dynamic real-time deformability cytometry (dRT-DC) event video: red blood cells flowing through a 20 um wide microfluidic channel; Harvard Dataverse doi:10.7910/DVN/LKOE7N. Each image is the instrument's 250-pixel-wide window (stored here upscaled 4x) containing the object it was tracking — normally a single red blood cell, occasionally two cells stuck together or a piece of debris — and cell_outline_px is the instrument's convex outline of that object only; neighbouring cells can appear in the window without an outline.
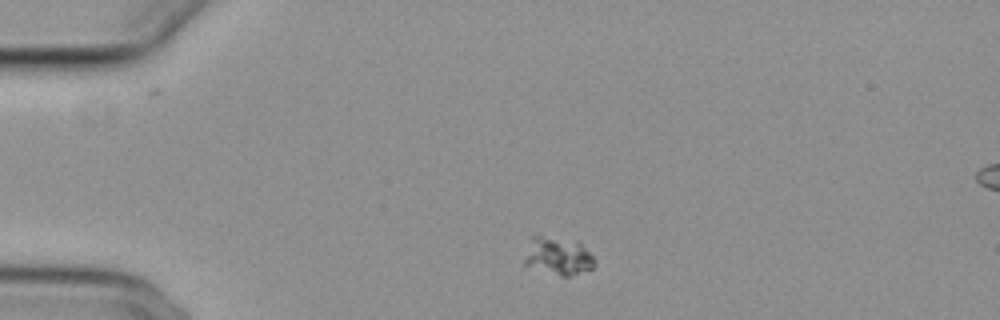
{"species": "common noctule bat (a hibernating species)", "species_latin": "Nyctalus noctula", "temperature_condition": "cold", "stored_images_in_passage": 44, "camera_frame_rate_fps": 3000, "um_per_image_px": 0.085, "animal": {"sex": "female", "body_mass_g": 29.2, "forearm_length_mm": 56.3}, "frame": {"image": 1, "passage_image": 1, "time_ms": 0.0, "image_size_px": [1000, 320], "cell_outline_px": [[596, 264], [592, 268], [568, 276], [560, 276], [524, 264], [524, 260], [532, 236], [540, 236], [580, 240], [596, 260]], "centroid_in_image_um": [47.5, 21.74], "position_along_channel_um": 37.5, "area_um2": 15.37}}
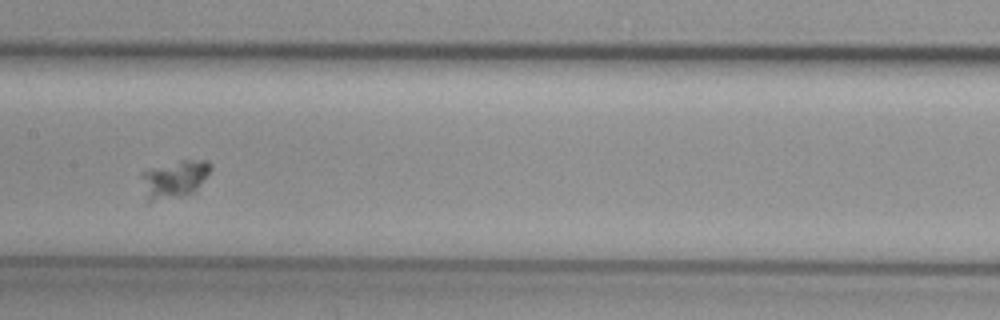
{"frame": {"image": 2, "passage_image": 17, "time_ms": 5.333, "image_size_px": [1000, 320], "cell_outline_px": [[212, 168], [196, 192], [184, 196], [152, 200], [148, 200], [140, 176], [140, 172], [148, 168], [180, 160], [208, 160], [212, 164]], "centroid_in_image_um": [14.85, 15.19], "position_along_channel_um": 192.5, "area_um2": 15.26}}
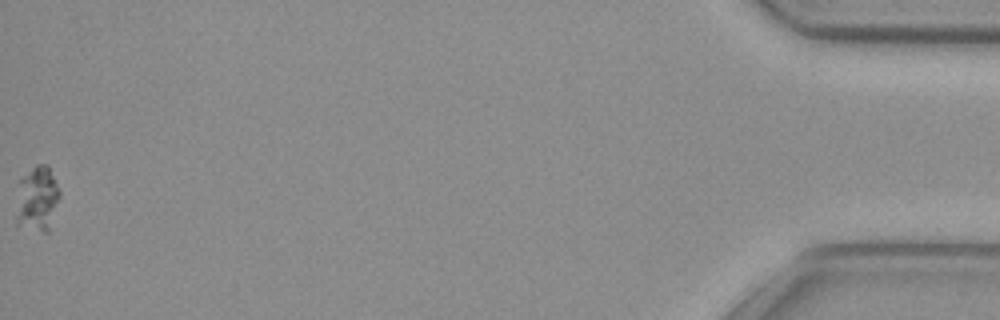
{"frame": {"image": 3, "passage_image": 44, "time_ms": 14.333, "image_size_px": [1000, 320], "cell_outline_px": [[60, 196], [48, 232], [44, 232], [16, 224], [16, 216], [20, 180], [36, 164], [48, 164], [60, 192]], "centroid_in_image_um": [3.19, 16.89], "position_along_channel_um": 432.0, "area_um2": 16.13}}